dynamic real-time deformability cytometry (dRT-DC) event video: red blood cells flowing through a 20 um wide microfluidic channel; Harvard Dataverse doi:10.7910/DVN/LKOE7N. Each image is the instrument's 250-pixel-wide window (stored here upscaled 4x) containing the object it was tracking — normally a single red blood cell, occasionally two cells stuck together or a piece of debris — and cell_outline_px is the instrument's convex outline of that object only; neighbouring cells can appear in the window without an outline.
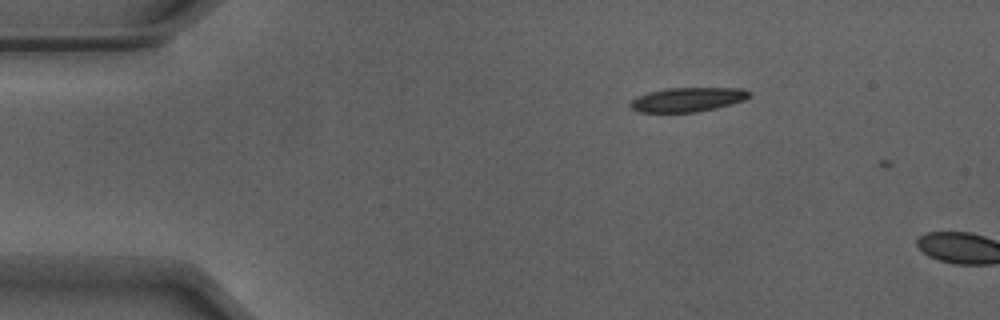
{"species": "Egyptian fruit bat (a non-hibernating species)", "species_latin": "Rousettus aegyptiacus", "temperature_condition": "warm", "stored_images_in_passage": 4, "camera_frame_rate_fps": 3000, "um_per_image_px": 0.085, "animal": {"sex": "male"}, "frame": {"image": 1, "passage_image": 2, "time_ms": 0.333, "image_size_px": [1000, 320], "cell_outline_px": [[752, 96], [744, 100], [732, 104], [716, 108], [696, 112], [640, 112], [632, 108], [628, 104], [636, 96], [648, 92], [668, 88], [744, 88], [752, 92]], "centroid_in_image_um": [58.49, 8.45], "position_along_channel_um": 26.5, "area_um2": 16.94}}